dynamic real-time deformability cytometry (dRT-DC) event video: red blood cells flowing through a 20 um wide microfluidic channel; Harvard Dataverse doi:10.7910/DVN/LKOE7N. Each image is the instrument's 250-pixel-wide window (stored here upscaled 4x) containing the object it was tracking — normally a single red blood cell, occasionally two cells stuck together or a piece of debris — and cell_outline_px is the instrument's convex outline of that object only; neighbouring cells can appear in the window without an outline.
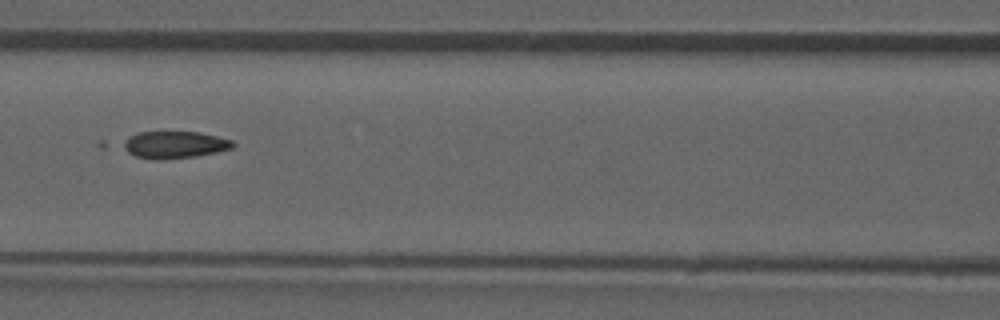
{"species": "common noctule bat (a hibernating species)", "species_latin": "Nyctalus noctula", "temperature_condition": "room temperature", "stored_images_in_passage": 6, "camera_frame_rate_fps": 3000, "um_per_image_px": 0.085, "animal": {"sex": "male", "forearm_length_mm": 52.5}, "frame": {"image": 1, "passage_image": 6, "time_ms": 6.333, "image_size_px": [1000, 320], "cell_outline_px": [[236, 144], [232, 148], [216, 152], [196, 156], [160, 160], [152, 160], [100, 148], [96, 144], [100, 140], [136, 132], [200, 132], [232, 140]], "centroid_in_image_um": [14.12, 12.3], "position_along_channel_um": 152.5, "area_um2": 20.17}}